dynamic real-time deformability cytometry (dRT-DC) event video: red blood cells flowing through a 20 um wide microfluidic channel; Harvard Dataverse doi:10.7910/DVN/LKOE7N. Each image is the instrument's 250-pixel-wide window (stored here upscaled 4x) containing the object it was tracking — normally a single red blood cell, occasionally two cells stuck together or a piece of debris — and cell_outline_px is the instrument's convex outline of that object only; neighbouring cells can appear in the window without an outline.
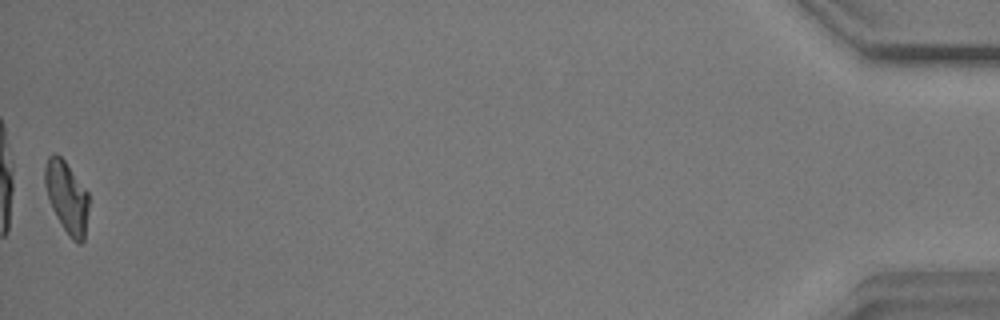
{"species": "common noctule bat (a hibernating species)", "species_latin": "Nyctalus noctula", "temperature_condition": "warm", "stored_images_in_passage": 49, "camera_frame_rate_fps": 3000, "um_per_image_px": 0.085, "animal": {"sex": "male", "body_mass_g": 17.9}, "frame": {"image": 1, "passage_image": 49, "time_ms": 16.0, "image_size_px": [1000, 320], "cell_outline_px": [[88, 208], [84, 240], [80, 244], [72, 240], [56, 216], [52, 208], [44, 184], [44, 168], [48, 156], [52, 152], [56, 152], [64, 160], [88, 192]], "centroid_in_image_um": [5.66, 16.72], "position_along_channel_um": 429.5, "area_um2": 18.21}, "authors_computed_cell_mechanics": {"area_um2": 19.1896, "velocity_mm_per_s": 3.4958, "shape_relaxation_time_tau1_ms": 4.0423, "shape_relaxation_time_tau2_ms": 2.3064, "deformation_change_tau1": 0.1789, "deformation_change_tau2": 0.0775}}